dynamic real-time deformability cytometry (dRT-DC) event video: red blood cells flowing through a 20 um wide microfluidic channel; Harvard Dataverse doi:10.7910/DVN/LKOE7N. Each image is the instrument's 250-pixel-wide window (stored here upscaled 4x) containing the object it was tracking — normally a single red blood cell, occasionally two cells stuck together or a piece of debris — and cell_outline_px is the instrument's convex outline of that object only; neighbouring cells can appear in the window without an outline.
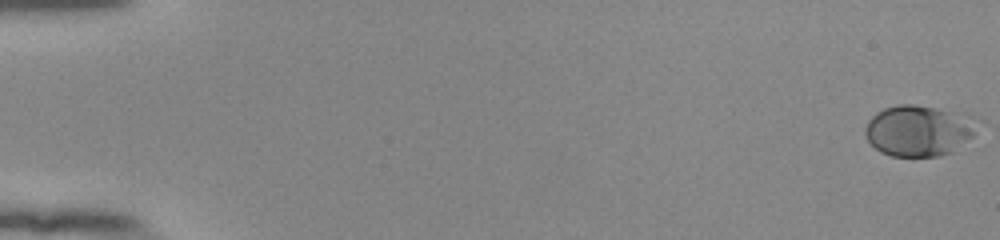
{"species": "human", "species_latin": "Homo sapiens", "temperature_condition": "room temperature", "stored_images_in_passage": 56, "camera_frame_rate_fps": 3000, "um_per_image_px": 0.085, "donor": {"sex": "female"}, "frame": {"image": 1, "passage_image": 1, "time_ms": 0.0, "image_size_px": [1000, 240], "cell_outline_px": [[984, 120], [972, 136], [952, 152], [940, 156], [892, 156], [880, 152], [868, 140], [864, 132], [864, 128], [868, 120], [876, 112], [884, 108], [900, 104], [912, 104], [936, 108]], "centroid_in_image_um": [78.11, 11.1], "position_along_channel_um": 6.9, "area_um2": 33.47}}
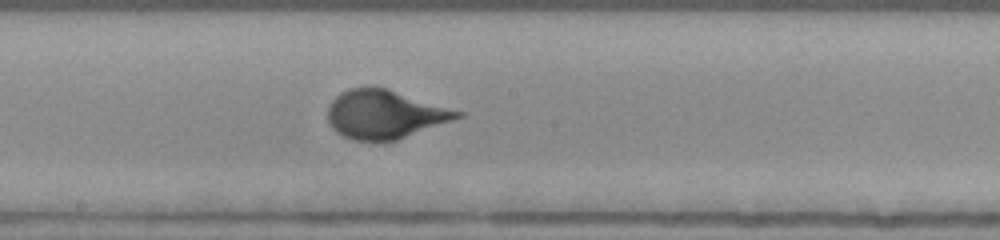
{"frame": {"image": 2, "passage_image": 32, "time_ms": 10.333, "image_size_px": [1000, 240], "cell_outline_px": [[464, 116], [396, 140], [380, 144], [352, 140], [336, 132], [332, 128], [328, 120], [328, 108], [332, 100], [340, 92], [348, 88], [388, 88], [464, 112]], "centroid_in_image_um": [32.69, 9.75], "position_along_channel_um": 215.5, "area_um2": 36.99}}
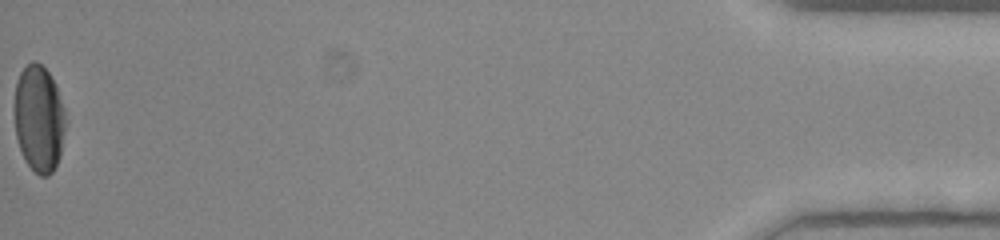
{"frame": {"image": 3, "passage_image": 56, "time_ms": 18.333, "image_size_px": [1000, 240], "cell_outline_px": [[68, 120], [60, 156], [52, 172], [48, 176], [40, 176], [24, 160], [16, 136], [16, 80], [20, 72], [32, 60], [36, 60], [48, 72], [56, 84]], "centroid_in_image_um": [3.36, 10.08], "position_along_channel_um": 431.8, "area_um2": 31.91}}